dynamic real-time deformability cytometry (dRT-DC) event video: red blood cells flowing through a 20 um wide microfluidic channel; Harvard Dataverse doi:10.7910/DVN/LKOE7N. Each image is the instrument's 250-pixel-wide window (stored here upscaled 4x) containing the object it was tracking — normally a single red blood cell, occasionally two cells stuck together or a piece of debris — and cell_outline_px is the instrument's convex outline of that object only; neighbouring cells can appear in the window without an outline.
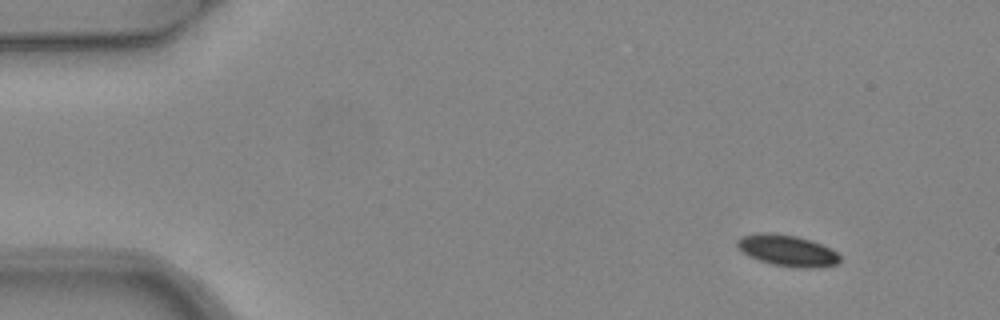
{"species": "common noctule bat (a hibernating species)", "species_latin": "Nyctalus noctula", "temperature_condition": "warm", "stored_images_in_passage": 4, "camera_frame_rate_fps": 3000, "um_per_image_px": 0.085, "animal": {"sex": "female", "body_mass_g": 24.6, "forearm_length_mm": 56.2}, "frame": {"image": 1, "passage_image": 1, "time_ms": 0.0, "image_size_px": [1000, 320], "cell_outline_px": [[840, 260], [836, 264], [812, 268], [796, 268], [772, 264], [760, 260], [744, 252], [736, 244], [736, 240], [744, 236], [760, 232], [772, 232], [796, 236], [812, 240], [836, 252], [840, 256]], "centroid_in_image_um": [66.93, 21.29], "position_along_channel_um": 18.1, "area_um2": 18.44}}
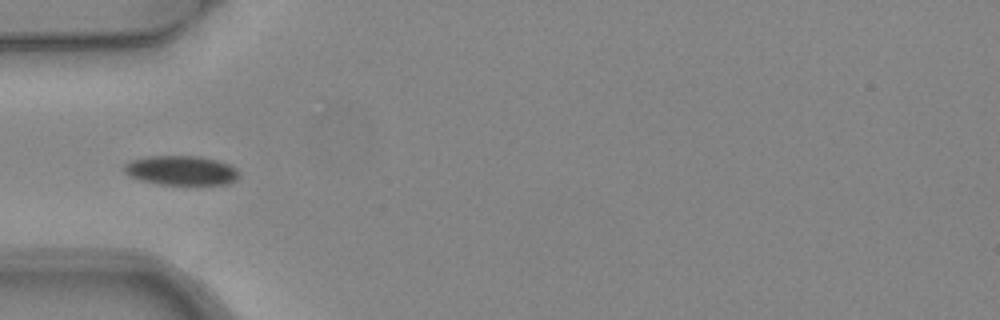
{"frame": {"image": 2, "passage_image": 4, "time_ms": 1.0, "image_size_px": [1000, 320], "cell_outline_px": [[240, 176], [236, 180], [228, 184], [160, 184], [140, 180], [128, 176], [124, 172], [124, 164], [132, 160], [148, 156], [200, 156], [216, 160], [228, 164], [236, 168]], "centroid_in_image_um": [15.39, 14.48], "position_along_channel_um": 69.6, "area_um2": 19.71}}